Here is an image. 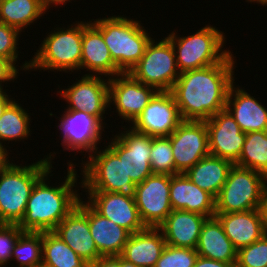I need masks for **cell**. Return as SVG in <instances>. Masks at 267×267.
<instances>
[{
    "label": "cell",
    "mask_w": 267,
    "mask_h": 267,
    "mask_svg": "<svg viewBox=\"0 0 267 267\" xmlns=\"http://www.w3.org/2000/svg\"><path fill=\"white\" fill-rule=\"evenodd\" d=\"M234 56L221 63L180 73L170 90L183 121H206L225 109L234 83Z\"/></svg>",
    "instance_id": "1"
},
{
    "label": "cell",
    "mask_w": 267,
    "mask_h": 267,
    "mask_svg": "<svg viewBox=\"0 0 267 267\" xmlns=\"http://www.w3.org/2000/svg\"><path fill=\"white\" fill-rule=\"evenodd\" d=\"M68 171L61 186L46 183L49 170L33 186L26 204L24 217L17 224L24 232L53 231L56 226L77 206L80 196L74 191L77 171L74 163L68 162ZM76 192V193H75Z\"/></svg>",
    "instance_id": "2"
},
{
    "label": "cell",
    "mask_w": 267,
    "mask_h": 267,
    "mask_svg": "<svg viewBox=\"0 0 267 267\" xmlns=\"http://www.w3.org/2000/svg\"><path fill=\"white\" fill-rule=\"evenodd\" d=\"M51 156L29 166L8 160L0 168V223L18 224L21 221L33 186L52 168Z\"/></svg>",
    "instance_id": "3"
},
{
    "label": "cell",
    "mask_w": 267,
    "mask_h": 267,
    "mask_svg": "<svg viewBox=\"0 0 267 267\" xmlns=\"http://www.w3.org/2000/svg\"><path fill=\"white\" fill-rule=\"evenodd\" d=\"M91 23L102 33L111 58L123 73L139 62L152 39L139 21L127 17H105Z\"/></svg>",
    "instance_id": "4"
},
{
    "label": "cell",
    "mask_w": 267,
    "mask_h": 267,
    "mask_svg": "<svg viewBox=\"0 0 267 267\" xmlns=\"http://www.w3.org/2000/svg\"><path fill=\"white\" fill-rule=\"evenodd\" d=\"M74 24L47 34L34 58L25 61L20 68L24 71L41 69L65 72L81 69L82 21Z\"/></svg>",
    "instance_id": "5"
},
{
    "label": "cell",
    "mask_w": 267,
    "mask_h": 267,
    "mask_svg": "<svg viewBox=\"0 0 267 267\" xmlns=\"http://www.w3.org/2000/svg\"><path fill=\"white\" fill-rule=\"evenodd\" d=\"M206 25L193 35L178 37L174 31L167 38L175 52L180 73L221 63L231 51L223 50L225 35Z\"/></svg>",
    "instance_id": "6"
},
{
    "label": "cell",
    "mask_w": 267,
    "mask_h": 267,
    "mask_svg": "<svg viewBox=\"0 0 267 267\" xmlns=\"http://www.w3.org/2000/svg\"><path fill=\"white\" fill-rule=\"evenodd\" d=\"M266 186L265 175L234 164L215 199V213L245 212L261 208Z\"/></svg>",
    "instance_id": "7"
},
{
    "label": "cell",
    "mask_w": 267,
    "mask_h": 267,
    "mask_svg": "<svg viewBox=\"0 0 267 267\" xmlns=\"http://www.w3.org/2000/svg\"><path fill=\"white\" fill-rule=\"evenodd\" d=\"M98 148L81 163L83 174L81 187L86 191L117 192L135 198L136 184L127 176L123 158H119L108 146Z\"/></svg>",
    "instance_id": "8"
},
{
    "label": "cell",
    "mask_w": 267,
    "mask_h": 267,
    "mask_svg": "<svg viewBox=\"0 0 267 267\" xmlns=\"http://www.w3.org/2000/svg\"><path fill=\"white\" fill-rule=\"evenodd\" d=\"M129 73L157 91H170L180 75L171 41L165 37L155 42L152 38L144 55Z\"/></svg>",
    "instance_id": "9"
},
{
    "label": "cell",
    "mask_w": 267,
    "mask_h": 267,
    "mask_svg": "<svg viewBox=\"0 0 267 267\" xmlns=\"http://www.w3.org/2000/svg\"><path fill=\"white\" fill-rule=\"evenodd\" d=\"M183 122L170 91H158L132 122L133 130L151 137L170 136Z\"/></svg>",
    "instance_id": "10"
},
{
    "label": "cell",
    "mask_w": 267,
    "mask_h": 267,
    "mask_svg": "<svg viewBox=\"0 0 267 267\" xmlns=\"http://www.w3.org/2000/svg\"><path fill=\"white\" fill-rule=\"evenodd\" d=\"M175 162V174L185 173L209 155L205 121H183L169 136Z\"/></svg>",
    "instance_id": "11"
},
{
    "label": "cell",
    "mask_w": 267,
    "mask_h": 267,
    "mask_svg": "<svg viewBox=\"0 0 267 267\" xmlns=\"http://www.w3.org/2000/svg\"><path fill=\"white\" fill-rule=\"evenodd\" d=\"M115 135L108 147L124 160L127 176L135 184L142 183L153 174L150 162L152 137L132 128Z\"/></svg>",
    "instance_id": "12"
},
{
    "label": "cell",
    "mask_w": 267,
    "mask_h": 267,
    "mask_svg": "<svg viewBox=\"0 0 267 267\" xmlns=\"http://www.w3.org/2000/svg\"><path fill=\"white\" fill-rule=\"evenodd\" d=\"M171 176L152 174L136 184L135 202L146 227H158L172 212L169 197Z\"/></svg>",
    "instance_id": "13"
},
{
    "label": "cell",
    "mask_w": 267,
    "mask_h": 267,
    "mask_svg": "<svg viewBox=\"0 0 267 267\" xmlns=\"http://www.w3.org/2000/svg\"><path fill=\"white\" fill-rule=\"evenodd\" d=\"M115 77L109 78V105L114 104L118 116L132 124L158 91L136 80L130 73Z\"/></svg>",
    "instance_id": "14"
},
{
    "label": "cell",
    "mask_w": 267,
    "mask_h": 267,
    "mask_svg": "<svg viewBox=\"0 0 267 267\" xmlns=\"http://www.w3.org/2000/svg\"><path fill=\"white\" fill-rule=\"evenodd\" d=\"M107 81V82H106ZM69 105L66 110L84 111L97 117L102 123L109 105V79L95 74H85L78 82L60 92Z\"/></svg>",
    "instance_id": "15"
},
{
    "label": "cell",
    "mask_w": 267,
    "mask_h": 267,
    "mask_svg": "<svg viewBox=\"0 0 267 267\" xmlns=\"http://www.w3.org/2000/svg\"><path fill=\"white\" fill-rule=\"evenodd\" d=\"M58 125L62 134L61 145L65 150L84 151L89 155L98 148V142L102 139L104 123L84 111H64Z\"/></svg>",
    "instance_id": "16"
},
{
    "label": "cell",
    "mask_w": 267,
    "mask_h": 267,
    "mask_svg": "<svg viewBox=\"0 0 267 267\" xmlns=\"http://www.w3.org/2000/svg\"><path fill=\"white\" fill-rule=\"evenodd\" d=\"M53 232L87 263L92 264L102 257L90 234L88 202L82 201V198Z\"/></svg>",
    "instance_id": "17"
},
{
    "label": "cell",
    "mask_w": 267,
    "mask_h": 267,
    "mask_svg": "<svg viewBox=\"0 0 267 267\" xmlns=\"http://www.w3.org/2000/svg\"><path fill=\"white\" fill-rule=\"evenodd\" d=\"M208 129L209 154L235 164L242 152L246 133L232 115L222 110L205 121Z\"/></svg>",
    "instance_id": "18"
},
{
    "label": "cell",
    "mask_w": 267,
    "mask_h": 267,
    "mask_svg": "<svg viewBox=\"0 0 267 267\" xmlns=\"http://www.w3.org/2000/svg\"><path fill=\"white\" fill-rule=\"evenodd\" d=\"M87 201L99 214L113 221L131 234L146 228L142 222L135 198L117 192L86 191Z\"/></svg>",
    "instance_id": "19"
},
{
    "label": "cell",
    "mask_w": 267,
    "mask_h": 267,
    "mask_svg": "<svg viewBox=\"0 0 267 267\" xmlns=\"http://www.w3.org/2000/svg\"><path fill=\"white\" fill-rule=\"evenodd\" d=\"M81 69L108 78L123 73L111 58L102 33L90 22H82Z\"/></svg>",
    "instance_id": "20"
},
{
    "label": "cell",
    "mask_w": 267,
    "mask_h": 267,
    "mask_svg": "<svg viewBox=\"0 0 267 267\" xmlns=\"http://www.w3.org/2000/svg\"><path fill=\"white\" fill-rule=\"evenodd\" d=\"M215 217L237 250L254 243L266 233L261 208L245 212L215 213Z\"/></svg>",
    "instance_id": "21"
},
{
    "label": "cell",
    "mask_w": 267,
    "mask_h": 267,
    "mask_svg": "<svg viewBox=\"0 0 267 267\" xmlns=\"http://www.w3.org/2000/svg\"><path fill=\"white\" fill-rule=\"evenodd\" d=\"M169 197L172 210H185L208 218L215 216V198L195 185L185 173L171 176Z\"/></svg>",
    "instance_id": "22"
},
{
    "label": "cell",
    "mask_w": 267,
    "mask_h": 267,
    "mask_svg": "<svg viewBox=\"0 0 267 267\" xmlns=\"http://www.w3.org/2000/svg\"><path fill=\"white\" fill-rule=\"evenodd\" d=\"M208 217L185 210H172L158 226L166 245L196 249L203 223Z\"/></svg>",
    "instance_id": "23"
},
{
    "label": "cell",
    "mask_w": 267,
    "mask_h": 267,
    "mask_svg": "<svg viewBox=\"0 0 267 267\" xmlns=\"http://www.w3.org/2000/svg\"><path fill=\"white\" fill-rule=\"evenodd\" d=\"M240 87L232 84L225 109L232 115L242 132L267 131V108Z\"/></svg>",
    "instance_id": "24"
},
{
    "label": "cell",
    "mask_w": 267,
    "mask_h": 267,
    "mask_svg": "<svg viewBox=\"0 0 267 267\" xmlns=\"http://www.w3.org/2000/svg\"><path fill=\"white\" fill-rule=\"evenodd\" d=\"M165 246L161 230L158 227H146L130 235L120 256L138 267H154Z\"/></svg>",
    "instance_id": "25"
},
{
    "label": "cell",
    "mask_w": 267,
    "mask_h": 267,
    "mask_svg": "<svg viewBox=\"0 0 267 267\" xmlns=\"http://www.w3.org/2000/svg\"><path fill=\"white\" fill-rule=\"evenodd\" d=\"M89 229L102 257L120 256L131 233L99 214L88 203Z\"/></svg>",
    "instance_id": "26"
},
{
    "label": "cell",
    "mask_w": 267,
    "mask_h": 267,
    "mask_svg": "<svg viewBox=\"0 0 267 267\" xmlns=\"http://www.w3.org/2000/svg\"><path fill=\"white\" fill-rule=\"evenodd\" d=\"M196 251L199 256L222 262H236L237 249L226 236L222 224L214 216L203 223Z\"/></svg>",
    "instance_id": "27"
},
{
    "label": "cell",
    "mask_w": 267,
    "mask_h": 267,
    "mask_svg": "<svg viewBox=\"0 0 267 267\" xmlns=\"http://www.w3.org/2000/svg\"><path fill=\"white\" fill-rule=\"evenodd\" d=\"M233 165L230 160L209 154L188 169L185 175L195 185L216 199Z\"/></svg>",
    "instance_id": "28"
},
{
    "label": "cell",
    "mask_w": 267,
    "mask_h": 267,
    "mask_svg": "<svg viewBox=\"0 0 267 267\" xmlns=\"http://www.w3.org/2000/svg\"><path fill=\"white\" fill-rule=\"evenodd\" d=\"M46 12L41 0H0V22L19 32Z\"/></svg>",
    "instance_id": "29"
},
{
    "label": "cell",
    "mask_w": 267,
    "mask_h": 267,
    "mask_svg": "<svg viewBox=\"0 0 267 267\" xmlns=\"http://www.w3.org/2000/svg\"><path fill=\"white\" fill-rule=\"evenodd\" d=\"M42 261L51 267H90L53 231L42 232Z\"/></svg>",
    "instance_id": "30"
},
{
    "label": "cell",
    "mask_w": 267,
    "mask_h": 267,
    "mask_svg": "<svg viewBox=\"0 0 267 267\" xmlns=\"http://www.w3.org/2000/svg\"><path fill=\"white\" fill-rule=\"evenodd\" d=\"M30 115L15 100L6 108L0 117V146L7 152L3 146L5 141H19L26 139L30 135ZM3 141V142H2Z\"/></svg>",
    "instance_id": "31"
},
{
    "label": "cell",
    "mask_w": 267,
    "mask_h": 267,
    "mask_svg": "<svg viewBox=\"0 0 267 267\" xmlns=\"http://www.w3.org/2000/svg\"><path fill=\"white\" fill-rule=\"evenodd\" d=\"M235 165L252 169L267 177V131L246 133L242 152Z\"/></svg>",
    "instance_id": "32"
},
{
    "label": "cell",
    "mask_w": 267,
    "mask_h": 267,
    "mask_svg": "<svg viewBox=\"0 0 267 267\" xmlns=\"http://www.w3.org/2000/svg\"><path fill=\"white\" fill-rule=\"evenodd\" d=\"M13 259L19 263L18 267H33L41 262L42 232H24L15 244Z\"/></svg>",
    "instance_id": "33"
},
{
    "label": "cell",
    "mask_w": 267,
    "mask_h": 267,
    "mask_svg": "<svg viewBox=\"0 0 267 267\" xmlns=\"http://www.w3.org/2000/svg\"><path fill=\"white\" fill-rule=\"evenodd\" d=\"M150 162L153 174H175V162L169 136L152 137Z\"/></svg>",
    "instance_id": "34"
},
{
    "label": "cell",
    "mask_w": 267,
    "mask_h": 267,
    "mask_svg": "<svg viewBox=\"0 0 267 267\" xmlns=\"http://www.w3.org/2000/svg\"><path fill=\"white\" fill-rule=\"evenodd\" d=\"M237 267H267V232L254 243L237 250Z\"/></svg>",
    "instance_id": "35"
},
{
    "label": "cell",
    "mask_w": 267,
    "mask_h": 267,
    "mask_svg": "<svg viewBox=\"0 0 267 267\" xmlns=\"http://www.w3.org/2000/svg\"><path fill=\"white\" fill-rule=\"evenodd\" d=\"M198 256L196 249L166 245L154 267H193Z\"/></svg>",
    "instance_id": "36"
},
{
    "label": "cell",
    "mask_w": 267,
    "mask_h": 267,
    "mask_svg": "<svg viewBox=\"0 0 267 267\" xmlns=\"http://www.w3.org/2000/svg\"><path fill=\"white\" fill-rule=\"evenodd\" d=\"M23 233L17 224L0 223V267L11 261L15 244Z\"/></svg>",
    "instance_id": "37"
},
{
    "label": "cell",
    "mask_w": 267,
    "mask_h": 267,
    "mask_svg": "<svg viewBox=\"0 0 267 267\" xmlns=\"http://www.w3.org/2000/svg\"><path fill=\"white\" fill-rule=\"evenodd\" d=\"M20 32L0 22V58L10 60L14 65L18 59L17 50Z\"/></svg>",
    "instance_id": "38"
},
{
    "label": "cell",
    "mask_w": 267,
    "mask_h": 267,
    "mask_svg": "<svg viewBox=\"0 0 267 267\" xmlns=\"http://www.w3.org/2000/svg\"><path fill=\"white\" fill-rule=\"evenodd\" d=\"M19 70L10 60L0 58V85L3 82L14 81L18 76Z\"/></svg>",
    "instance_id": "39"
},
{
    "label": "cell",
    "mask_w": 267,
    "mask_h": 267,
    "mask_svg": "<svg viewBox=\"0 0 267 267\" xmlns=\"http://www.w3.org/2000/svg\"><path fill=\"white\" fill-rule=\"evenodd\" d=\"M193 267H237V263L216 261L198 256Z\"/></svg>",
    "instance_id": "40"
},
{
    "label": "cell",
    "mask_w": 267,
    "mask_h": 267,
    "mask_svg": "<svg viewBox=\"0 0 267 267\" xmlns=\"http://www.w3.org/2000/svg\"><path fill=\"white\" fill-rule=\"evenodd\" d=\"M90 267H119V256L100 257Z\"/></svg>",
    "instance_id": "41"
},
{
    "label": "cell",
    "mask_w": 267,
    "mask_h": 267,
    "mask_svg": "<svg viewBox=\"0 0 267 267\" xmlns=\"http://www.w3.org/2000/svg\"><path fill=\"white\" fill-rule=\"evenodd\" d=\"M13 101L5 91L0 95V117Z\"/></svg>",
    "instance_id": "42"
},
{
    "label": "cell",
    "mask_w": 267,
    "mask_h": 267,
    "mask_svg": "<svg viewBox=\"0 0 267 267\" xmlns=\"http://www.w3.org/2000/svg\"><path fill=\"white\" fill-rule=\"evenodd\" d=\"M261 211H262V214H263L265 230L267 232V186H266V189H265L264 195H263Z\"/></svg>",
    "instance_id": "43"
},
{
    "label": "cell",
    "mask_w": 267,
    "mask_h": 267,
    "mask_svg": "<svg viewBox=\"0 0 267 267\" xmlns=\"http://www.w3.org/2000/svg\"><path fill=\"white\" fill-rule=\"evenodd\" d=\"M70 2V0H41V3H42V5H43V8H44V10L46 11L47 9H49V6L51 5V4H55V6L56 5H58V4H64V3H66V2Z\"/></svg>",
    "instance_id": "44"
},
{
    "label": "cell",
    "mask_w": 267,
    "mask_h": 267,
    "mask_svg": "<svg viewBox=\"0 0 267 267\" xmlns=\"http://www.w3.org/2000/svg\"><path fill=\"white\" fill-rule=\"evenodd\" d=\"M7 156L8 152L0 146V168L9 160Z\"/></svg>",
    "instance_id": "45"
},
{
    "label": "cell",
    "mask_w": 267,
    "mask_h": 267,
    "mask_svg": "<svg viewBox=\"0 0 267 267\" xmlns=\"http://www.w3.org/2000/svg\"><path fill=\"white\" fill-rule=\"evenodd\" d=\"M119 267H138V266L134 265L133 263L127 262L125 259L119 256Z\"/></svg>",
    "instance_id": "46"
},
{
    "label": "cell",
    "mask_w": 267,
    "mask_h": 267,
    "mask_svg": "<svg viewBox=\"0 0 267 267\" xmlns=\"http://www.w3.org/2000/svg\"><path fill=\"white\" fill-rule=\"evenodd\" d=\"M247 2H256V3H259V4H262V5H266L267 6V0H246Z\"/></svg>",
    "instance_id": "47"
},
{
    "label": "cell",
    "mask_w": 267,
    "mask_h": 267,
    "mask_svg": "<svg viewBox=\"0 0 267 267\" xmlns=\"http://www.w3.org/2000/svg\"><path fill=\"white\" fill-rule=\"evenodd\" d=\"M33 267H51L50 265H48L47 263L41 261L39 263H37L35 266Z\"/></svg>",
    "instance_id": "48"
},
{
    "label": "cell",
    "mask_w": 267,
    "mask_h": 267,
    "mask_svg": "<svg viewBox=\"0 0 267 267\" xmlns=\"http://www.w3.org/2000/svg\"><path fill=\"white\" fill-rule=\"evenodd\" d=\"M3 85H0V95L5 91V90H3V87H2Z\"/></svg>",
    "instance_id": "49"
}]
</instances>
